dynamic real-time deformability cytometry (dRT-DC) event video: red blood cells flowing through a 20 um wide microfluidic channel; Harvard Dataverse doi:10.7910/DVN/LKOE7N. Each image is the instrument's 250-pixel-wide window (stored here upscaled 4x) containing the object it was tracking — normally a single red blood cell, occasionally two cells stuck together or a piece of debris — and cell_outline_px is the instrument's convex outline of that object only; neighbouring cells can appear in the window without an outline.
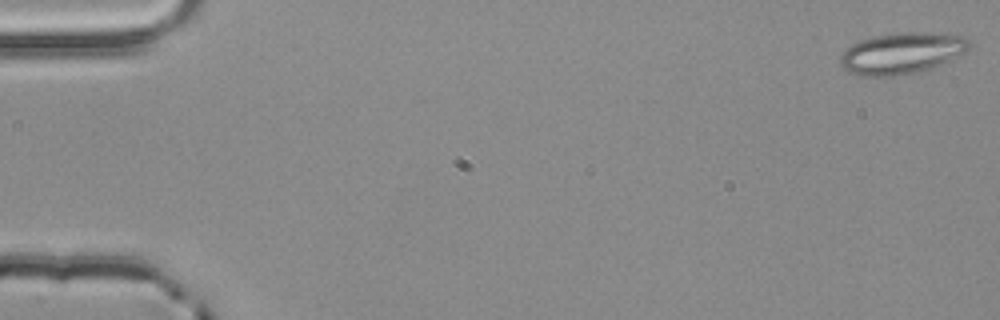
{"species": "common noctule bat (a hibernating species)", "species_latin": "Nyctalus noctula", "temperature_condition": "room temperature", "stored_images_in_passage": 50, "camera_frame_rate_fps": 3000, "um_per_image_px": 0.085, "animal": {"sex": "male", "body_mass_g": 20.4}, "frame": {"image": 1, "passage_image": 1, "time_ms": 0.0, "image_size_px": [1000, 320], "cell_outline_px": [[968, 52], [940, 64], [916, 72], [896, 76], [864, 76], [848, 72], [840, 64], [840, 56], [844, 48], [860, 40], [872, 36], [896, 32], [948, 32], [964, 36], [968, 40]], "centroid_in_image_um": [76.65, 4.49], "position_along_channel_um": 8.4, "area_um2": 31.44}}
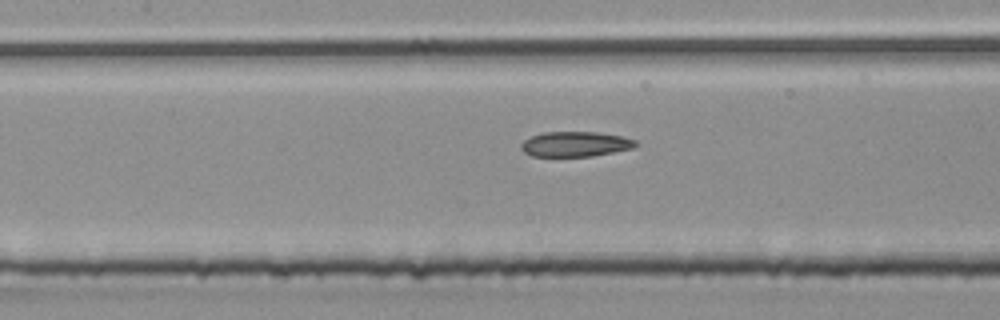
{"frame": {"image": 2, "passage_image": 25, "time_ms": 8.0, "image_size_px": [1000, 320], "cell_outline_px": [[640, 144], [632, 148], [592, 156], [532, 156], [524, 152], [520, 148], [520, 144], [524, 140], [532, 136], [544, 132], [596, 132], [620, 136], [636, 140]], "centroid_in_image_um": [48.89, 12.25], "position_along_channel_um": 158.5, "area_um2": 16.65}}
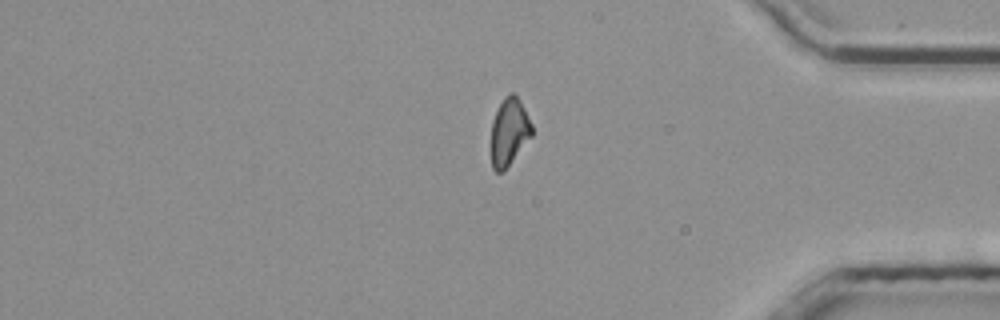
{"frame": {"image": 3, "passage_image": 45, "time_ms": 14.667, "image_size_px": [1000, 320], "cell_outline_px": [[532, 136], [508, 164], [500, 172], [496, 172], [492, 168], [492, 120], [504, 96], [508, 92], [512, 92], [520, 100], [532, 124]], "centroid_in_image_um": [43.28, 11.15], "position_along_channel_um": 391.9, "area_um2": 15.61}, "authors_computed_cell_mechanics": {"area_um2": 17.34, "velocity_mm_per_s": 3.8822, "shape_relaxation_time_tau1_ms": null, "shape_relaxation_time_tau2_ms": 5.6671, "deformation_change_tau1": null, "deformation_change_tau2": 0.1401}}